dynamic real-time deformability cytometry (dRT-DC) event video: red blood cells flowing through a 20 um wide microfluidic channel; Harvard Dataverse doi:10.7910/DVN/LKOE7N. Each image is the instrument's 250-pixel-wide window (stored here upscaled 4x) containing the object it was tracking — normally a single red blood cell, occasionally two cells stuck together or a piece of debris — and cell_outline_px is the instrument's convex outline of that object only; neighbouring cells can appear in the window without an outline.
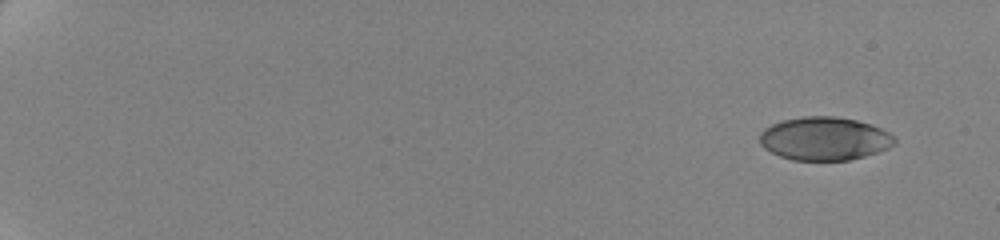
{"species": "human", "species_latin": "Homo sapiens", "temperature_condition": "cold", "stored_images_in_passage": 58, "camera_frame_rate_fps": 3000, "um_per_image_px": 0.085, "donor": {"sex": "female"}, "frame": {"image": 1, "passage_image": 1, "time_ms": 0.0, "image_size_px": [1000, 240], "cell_outline_px": [[896, 144], [888, 148], [864, 156], [848, 160], [792, 160], [780, 156], [764, 148], [760, 144], [760, 132], [764, 128], [772, 124], [784, 120], [804, 116], [836, 116], [856, 120], [872, 124], [896, 136]], "centroid_in_image_um": [70.1, 11.78], "position_along_channel_um": 14.9, "area_um2": 34.1}}
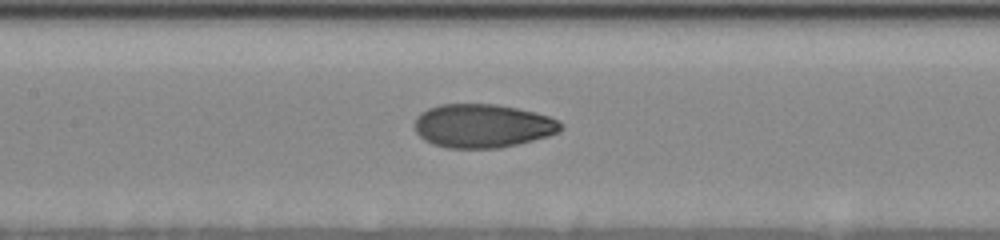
{"frame": {"image": 2, "passage_image": 30, "time_ms": 9.667, "image_size_px": [1000, 240], "cell_outline_px": [[564, 128], [548, 136], [500, 148], [448, 148], [432, 144], [424, 140], [416, 132], [416, 116], [420, 112], [428, 108], [440, 104], [496, 104], [536, 112], [548, 116], [564, 124]], "centroid_in_image_um": [41.01, 10.69], "position_along_channel_um": 166.4, "area_um2": 37.17}}
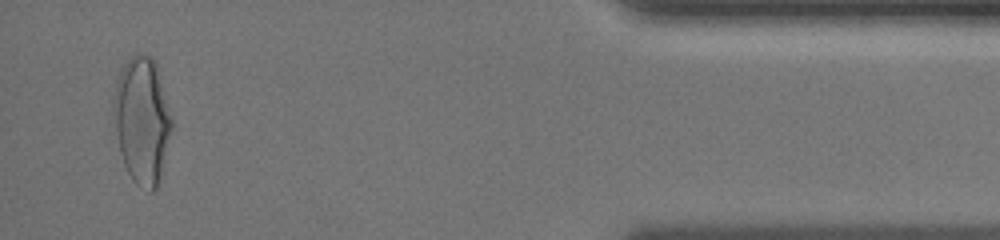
{"frame": {"image": 3, "passage_image": 56, "time_ms": 18.333, "image_size_px": [1000, 240], "cell_outline_px": [[172, 128], [160, 176], [156, 188], [152, 192], [148, 192], [136, 184], [132, 180], [124, 164], [120, 152], [112, 112], [112, 100], [116, 80], [124, 64], [132, 56], [140, 52], [152, 56], [156, 64], [172, 120]], "centroid_in_image_um": [12.05, 10.21], "position_along_channel_um": 423.2, "area_um2": 42.77}, "authors_computed_cell_mechanics": {"area_um2": 36.5296, "velocity_mm_per_s": 3.5135, "shape_relaxation_time_tau1_ms": 5.5722, "shape_relaxation_time_tau2_ms": 1.2483, "deformation_change_tau1": 0.1708, "deformation_change_tau2": 0.0561}}